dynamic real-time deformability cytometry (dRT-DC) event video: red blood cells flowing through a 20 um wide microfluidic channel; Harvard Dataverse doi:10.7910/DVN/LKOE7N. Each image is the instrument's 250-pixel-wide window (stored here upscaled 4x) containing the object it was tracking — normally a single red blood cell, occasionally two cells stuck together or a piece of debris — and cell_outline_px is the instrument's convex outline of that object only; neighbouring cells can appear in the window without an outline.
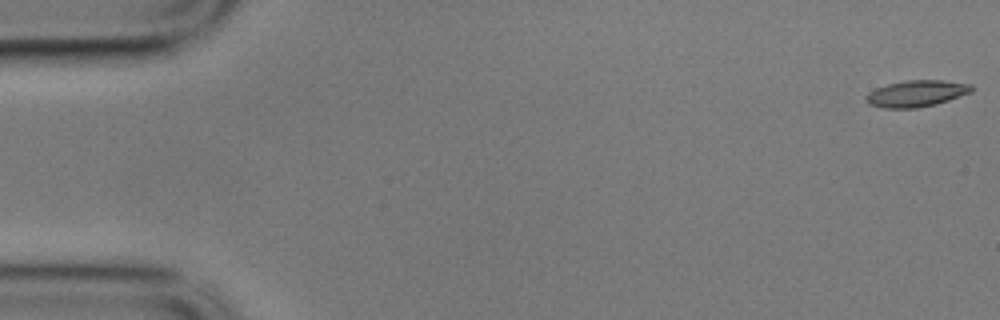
{"species": "common noctule bat (a hibernating species)", "species_latin": "Nyctalus noctula", "temperature_condition": "cold", "stored_images_in_passage": 9, "camera_frame_rate_fps": 3000, "um_per_image_px": 0.085, "animal": {"sex": "male", "body_mass_g": 17.9}, "frame": {"image": 1, "passage_image": 1, "time_ms": 0.0, "image_size_px": [1000, 320], "cell_outline_px": [[976, 88], [972, 92], [936, 104], [916, 108], [884, 108], [868, 104], [864, 100], [864, 96], [868, 92], [876, 88], [888, 84], [904, 80], [944, 80], [972, 84]], "centroid_in_image_um": [77.9, 7.94], "position_along_channel_um": 7.1, "area_um2": 16.53}}